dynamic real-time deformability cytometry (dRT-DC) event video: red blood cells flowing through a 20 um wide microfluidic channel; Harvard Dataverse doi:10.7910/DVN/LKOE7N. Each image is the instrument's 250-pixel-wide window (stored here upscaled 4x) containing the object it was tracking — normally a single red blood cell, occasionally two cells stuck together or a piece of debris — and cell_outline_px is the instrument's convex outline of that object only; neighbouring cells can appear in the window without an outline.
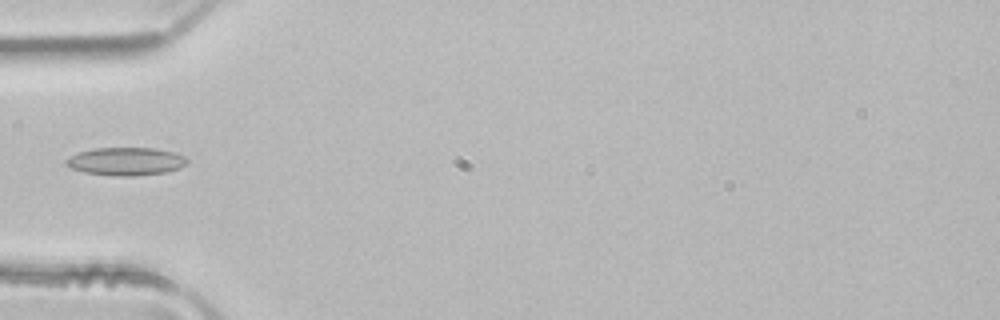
{"species": "common noctule bat (a hibernating species)", "species_latin": "Nyctalus noctula", "temperature_condition": "room temperature", "stored_images_in_passage": 3, "camera_frame_rate_fps": 3000, "um_per_image_px": 0.085, "animal": {"sex": "male", "body_mass_g": 21.5, "forearm_length_mm": 52.0}, "frame": {"image": 1, "passage_image": 2, "time_ms": 0.333, "image_size_px": [1000, 320], "cell_outline_px": [[188, 164], [180, 168], [164, 172], [132, 176], [112, 176], [84, 172], [72, 168], [64, 164], [64, 160], [80, 152], [96, 148], [152, 148], [172, 152], [184, 156], [188, 160]], "centroid_in_image_um": [10.7, 13.72], "position_along_channel_um": 74.3, "area_um2": 19.59}}
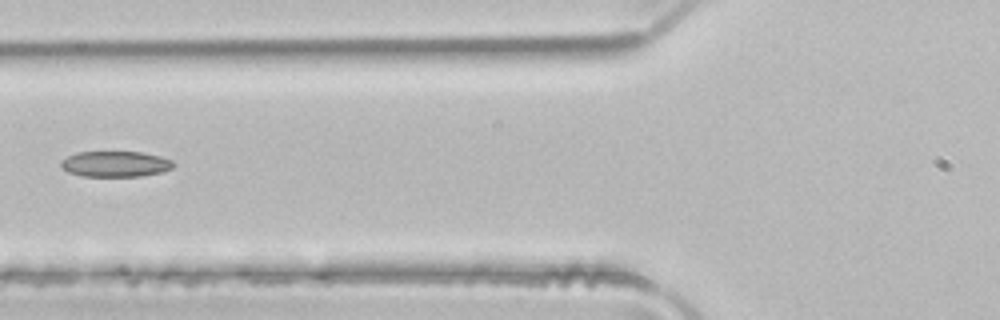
{"frame": {"image": 2, "passage_image": 3, "time_ms": 0.667, "image_size_px": [1000, 320], "cell_outline_px": [[176, 164], [172, 168], [160, 172], [140, 176], [84, 176], [68, 172], [60, 164], [60, 160], [76, 152], [140, 152], [160, 156], [172, 160]], "centroid_in_image_um": [9.81, 13.93], "position_along_channel_um": 116.0, "area_um2": 16.76}}